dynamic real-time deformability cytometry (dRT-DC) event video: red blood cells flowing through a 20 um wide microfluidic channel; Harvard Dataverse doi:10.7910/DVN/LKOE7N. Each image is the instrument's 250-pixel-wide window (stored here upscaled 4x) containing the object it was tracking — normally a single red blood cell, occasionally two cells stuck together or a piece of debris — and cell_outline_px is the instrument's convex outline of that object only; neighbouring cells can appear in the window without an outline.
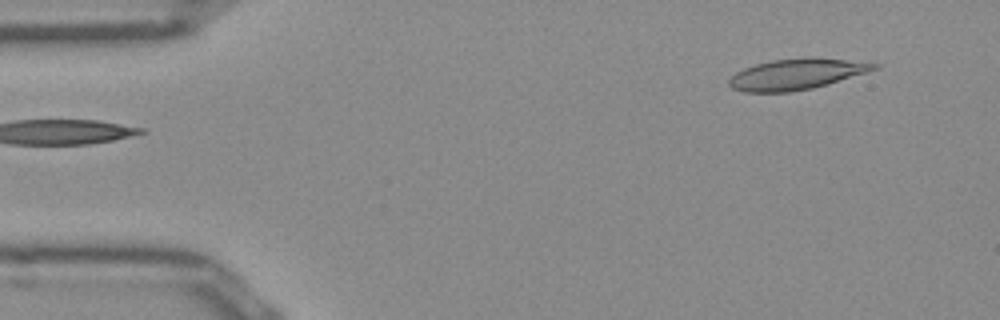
{"species": "Egyptian fruit bat (a non-hibernating species)", "species_latin": "Rousettus aegyptiacus", "temperature_condition": "room temperature", "stored_images_in_passage": 47, "camera_frame_rate_fps": 3000, "um_per_image_px": 0.085, "frame": {"image": 1, "passage_image": 1, "time_ms": 0.0, "image_size_px": [1000, 320], "cell_outline_px": [[880, 68], [868, 72], [828, 84], [812, 88], [792, 92], [744, 92], [732, 88], [728, 84], [728, 80], [736, 72], [744, 68], [756, 64], [772, 60], [812, 56], [880, 64]], "centroid_in_image_um": [67.71, 6.3], "position_along_channel_um": 17.3, "area_um2": 26.18}}
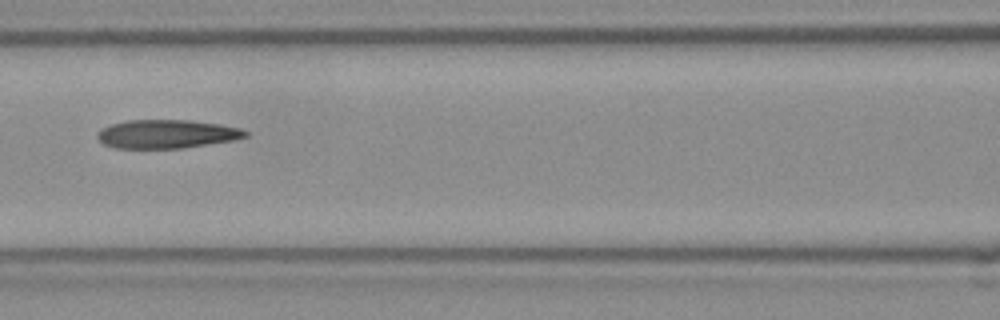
{"frame": {"image": 2, "passage_image": 18, "time_ms": 5.667, "image_size_px": [1000, 320], "cell_outline_px": [[248, 136], [232, 140], [184, 148], [116, 148], [104, 144], [96, 136], [96, 132], [112, 124], [124, 120], [192, 120], [220, 124], [240, 128], [248, 132]], "centroid_in_image_um": [14.17, 11.38], "position_along_channel_um": 152.4, "area_um2": 24.62}}
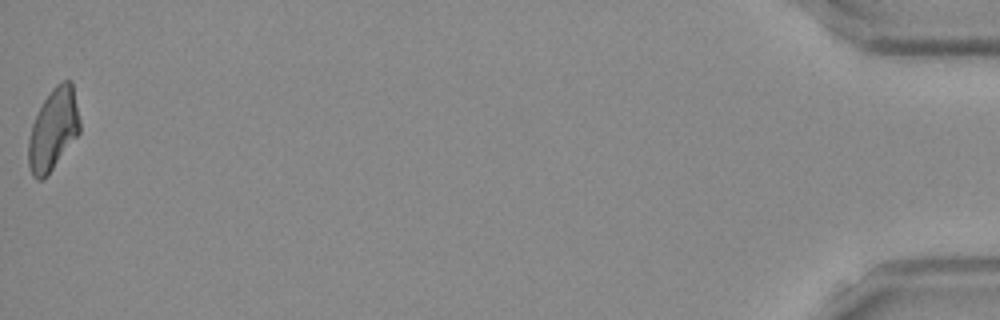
{"frame": {"image": 3, "passage_image": 47, "time_ms": 15.333, "image_size_px": [1000, 320], "cell_outline_px": [[80, 132], [48, 176], [44, 180], [36, 180], [32, 176], [28, 164], [28, 140], [32, 124], [44, 100], [52, 88], [60, 80], [72, 80], [80, 120]], "centroid_in_image_um": [4.53, 11.03], "position_along_channel_um": 430.7, "area_um2": 24.68}, "authors_computed_cell_mechanics": {"area_um2": 25.432, "velocity_mm_per_s": 3.9504, "shape_relaxation_time_tau1_ms": null, "shape_relaxation_time_tau2_ms": 7.1306, "deformation_change_tau1": null, "deformation_change_tau2": 0.1953}}